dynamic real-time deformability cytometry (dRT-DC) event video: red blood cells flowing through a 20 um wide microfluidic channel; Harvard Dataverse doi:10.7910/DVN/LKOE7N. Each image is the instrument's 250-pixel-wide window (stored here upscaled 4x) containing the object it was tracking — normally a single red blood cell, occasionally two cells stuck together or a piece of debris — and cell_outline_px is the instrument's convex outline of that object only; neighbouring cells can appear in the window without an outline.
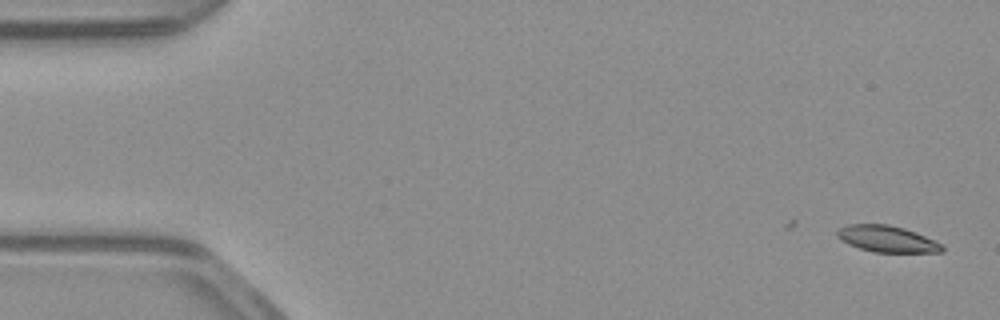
{"species": "common noctule bat (a hibernating species)", "species_latin": "Nyctalus noctula", "temperature_condition": "warm", "stored_images_in_passage": 40, "camera_frame_rate_fps": 3000, "um_per_image_px": 0.085, "animal": {"sex": "male", "body_mass_g": 23.1, "forearm_length_mm": 52.7}, "frame": {"image": 1, "passage_image": 1, "time_ms": 0.0, "image_size_px": [1000, 320], "cell_outline_px": [[944, 252], [872, 252], [848, 244], [840, 240], [836, 236], [836, 232], [840, 228], [848, 224], [888, 224], [904, 228], [916, 232], [936, 240], [944, 244]], "centroid_in_image_um": [75.42, 20.31], "position_along_channel_um": 9.6, "area_um2": 16.36}}
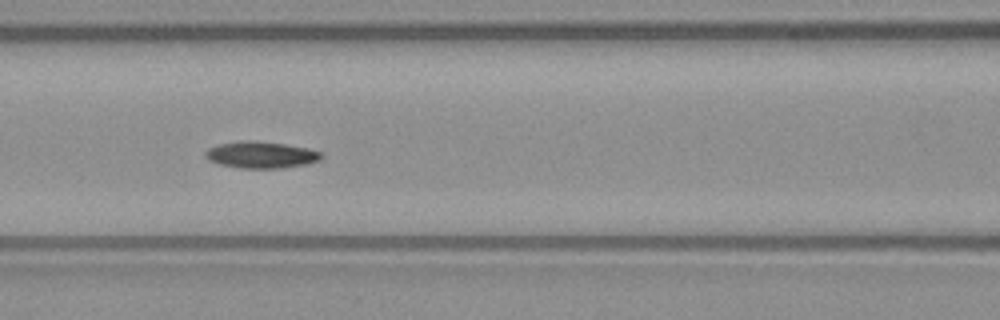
{"frame": {"image": 2, "passage_image": 22, "time_ms": 7.0, "image_size_px": [1000, 320], "cell_outline_px": [[324, 156], [320, 160], [308, 164], [284, 168], [240, 168], [220, 164], [208, 160], [204, 156], [204, 152], [208, 148], [216, 144], [240, 140], [256, 140], [284, 144], [308, 148], [320, 152]], "centroid_in_image_um": [22.17, 13.15], "position_along_channel_um": 144.4, "area_um2": 18.32}}
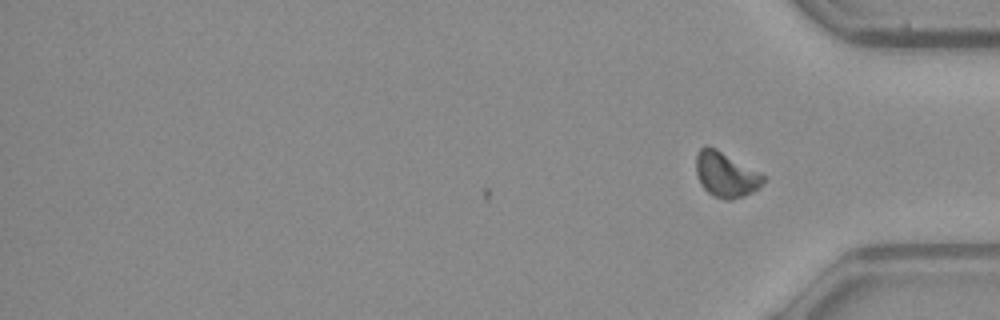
{"frame": {"image": 3, "passage_image": 40, "time_ms": 13.0, "image_size_px": [1000, 320], "cell_outline_px": [[764, 184], [752, 192], [744, 196], [732, 200], [728, 200], [712, 196], [700, 184], [696, 172], [696, 156], [700, 148], [704, 144], [708, 144], [716, 148], [764, 176]], "centroid_in_image_um": [61.65, 14.84], "position_along_channel_um": 373.6, "area_um2": 17.57}}